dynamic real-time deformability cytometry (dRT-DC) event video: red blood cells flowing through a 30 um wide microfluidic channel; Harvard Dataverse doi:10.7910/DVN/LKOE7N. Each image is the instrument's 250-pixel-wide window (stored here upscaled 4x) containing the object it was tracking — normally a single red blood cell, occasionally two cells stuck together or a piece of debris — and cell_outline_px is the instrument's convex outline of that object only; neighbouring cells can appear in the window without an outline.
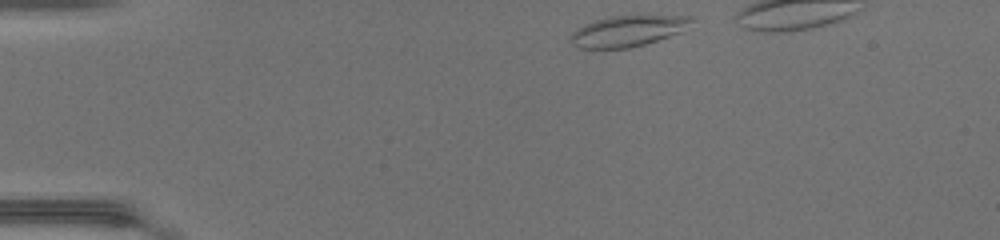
{"species": "common noctule bat (a hibernating species)", "species_latin": "Nyctalus noctula", "temperature_condition": "warm", "stored_images_in_passage": 34, "camera_frame_rate_fps": 3000, "um_per_image_px": 0.085, "animal": {"sex": "female", "body_mass_g": 17.0, "forearm_length_mm": 48.0}, "frame": {"image": 1, "passage_image": 1, "time_ms": 0.0, "image_size_px": [1000, 240], "cell_outline_px": [[696, 20], [680, 32], [644, 44], [628, 48], [580, 48], [572, 40], [572, 36], [580, 28], [588, 24], [612, 16], [692, 16]], "centroid_in_image_um": [53.47, 2.63], "position_along_channel_um": 31.5, "area_um2": 20.81}}
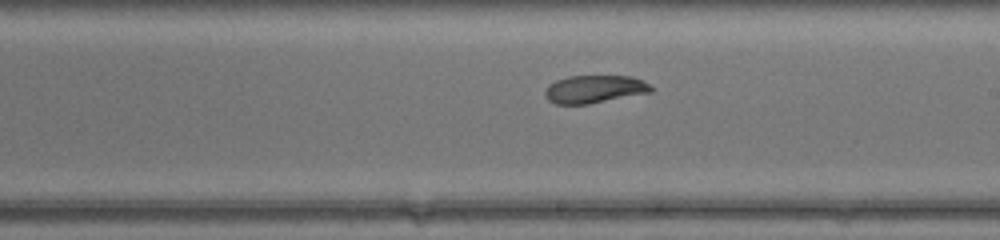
{"frame": {"image": 2, "passage_image": 20, "time_ms": 6.333, "image_size_px": [1000, 240], "cell_outline_px": [[652, 92], [588, 104], [556, 104], [548, 100], [544, 96], [544, 92], [548, 84], [556, 80], [568, 76], [632, 76], [648, 84], [652, 88]], "centroid_in_image_um": [50.48, 7.58], "position_along_channel_um": 238.5, "area_um2": 17.17}}
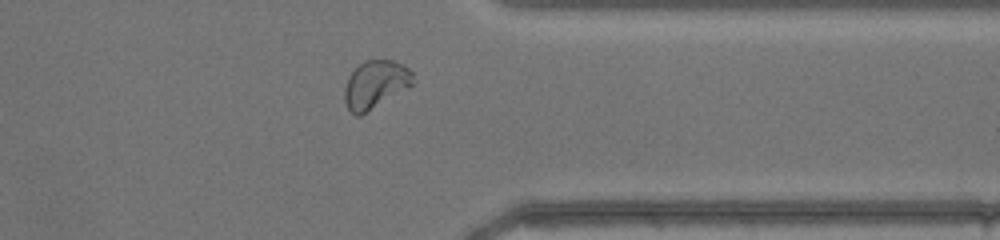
{"frame": {"image": 3, "passage_image": 30, "time_ms": 9.667, "image_size_px": [1000, 240], "cell_outline_px": [[412, 84], [408, 88], [360, 116], [356, 116], [348, 108], [344, 100], [344, 88], [348, 76], [364, 60], [392, 60], [404, 64], [412, 72]], "centroid_in_image_um": [31.89, 7.18], "position_along_channel_um": 379.5, "area_um2": 19.02}, "authors_computed_cell_mechanics": {"area_um2": 18.5249, "velocity_mm_per_s": 4.3567, "shape_relaxation_time_tau1_ms": null, "shape_relaxation_time_tau2_ms": 2.9973, "deformation_change_tau1": null, "deformation_change_tau2": 0.0798}}